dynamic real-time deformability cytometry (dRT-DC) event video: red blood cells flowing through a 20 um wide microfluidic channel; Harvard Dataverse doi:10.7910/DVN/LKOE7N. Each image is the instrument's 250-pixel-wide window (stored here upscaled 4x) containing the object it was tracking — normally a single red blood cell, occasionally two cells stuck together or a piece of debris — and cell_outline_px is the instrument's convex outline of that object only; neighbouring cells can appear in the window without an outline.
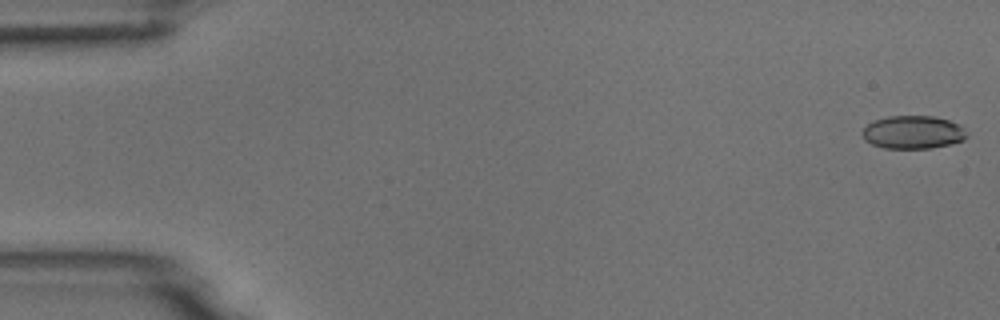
{"species": "common noctule bat (a hibernating species)", "species_latin": "Nyctalus noctula", "temperature_condition": "room temperature", "stored_images_in_passage": 9, "camera_frame_rate_fps": 3000, "um_per_image_px": 0.085, "animal": {"sex": "male", "body_mass_g": 18.8}, "frame": {"image": 1, "passage_image": 1, "time_ms": 0.0, "image_size_px": [1000, 320], "cell_outline_px": [[968, 136], [964, 140], [932, 148], [884, 148], [872, 144], [864, 140], [860, 132], [872, 120], [888, 116], [932, 116], [948, 120], [960, 124], [968, 132]], "centroid_in_image_um": [77.6, 11.23], "position_along_channel_um": 7.4, "area_um2": 20.35}}
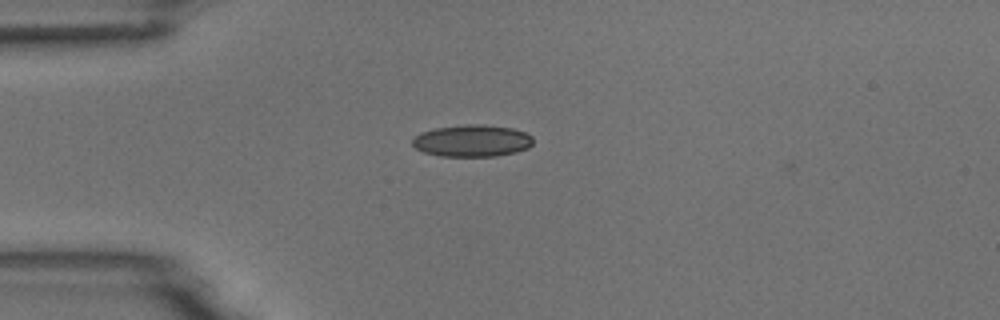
{"frame": {"image": 2, "passage_image": 4, "time_ms": 1.0, "image_size_px": [1000, 320], "cell_outline_px": [[532, 144], [528, 148], [516, 152], [496, 156], [440, 156], [424, 152], [416, 148], [412, 144], [412, 140], [420, 132], [436, 128], [468, 124], [480, 124], [512, 128], [524, 132], [532, 136]], "centroid_in_image_um": [40.13, 11.97], "position_along_channel_um": 44.9, "area_um2": 22.37}}